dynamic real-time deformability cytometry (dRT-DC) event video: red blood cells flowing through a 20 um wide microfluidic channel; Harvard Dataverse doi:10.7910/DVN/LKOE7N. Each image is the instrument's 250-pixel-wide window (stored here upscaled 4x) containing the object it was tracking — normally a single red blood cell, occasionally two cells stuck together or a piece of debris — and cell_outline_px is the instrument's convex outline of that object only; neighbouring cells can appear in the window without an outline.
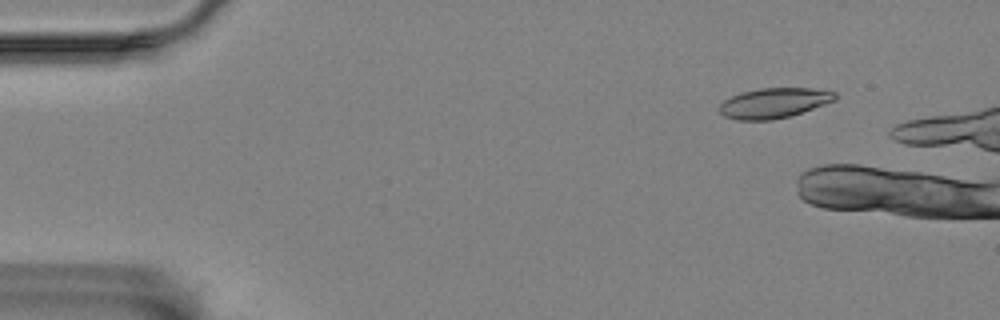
{"species": "Egyptian fruit bat (a non-hibernating species)", "species_latin": "Rousettus aegyptiacus", "temperature_condition": "room temperature", "stored_images_in_passage": 16, "camera_frame_rate_fps": 3000, "um_per_image_px": 0.085, "animal": {"sex": "female"}, "frame": {"image": 1, "passage_image": 1, "time_ms": 0.0, "image_size_px": [1000, 320], "cell_outline_px": [[836, 100], [788, 116], [772, 120], [736, 120], [724, 116], [720, 112], [720, 104], [724, 100], [732, 96], [744, 92], [760, 88], [808, 88], [836, 92]], "centroid_in_image_um": [65.76, 8.75], "position_along_channel_um": 19.2, "area_um2": 19.94}}
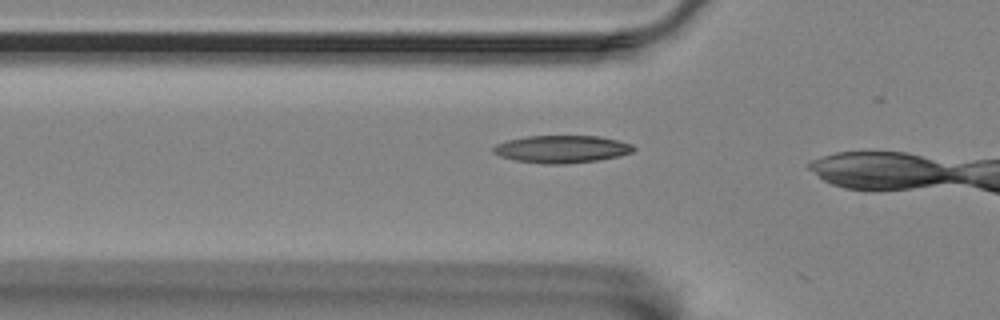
{"frame": {"image": 2, "passage_image": 14, "time_ms": 4.333, "image_size_px": [1000, 320], "cell_outline_px": [[636, 148], [632, 152], [620, 156], [600, 160], [564, 164], [544, 164], [516, 160], [500, 156], [492, 152], [492, 148], [496, 144], [508, 140], [528, 136], [600, 136], [632, 144]], "centroid_in_image_um": [47.76, 12.68], "position_along_channel_um": 78.0, "area_um2": 22.48}}